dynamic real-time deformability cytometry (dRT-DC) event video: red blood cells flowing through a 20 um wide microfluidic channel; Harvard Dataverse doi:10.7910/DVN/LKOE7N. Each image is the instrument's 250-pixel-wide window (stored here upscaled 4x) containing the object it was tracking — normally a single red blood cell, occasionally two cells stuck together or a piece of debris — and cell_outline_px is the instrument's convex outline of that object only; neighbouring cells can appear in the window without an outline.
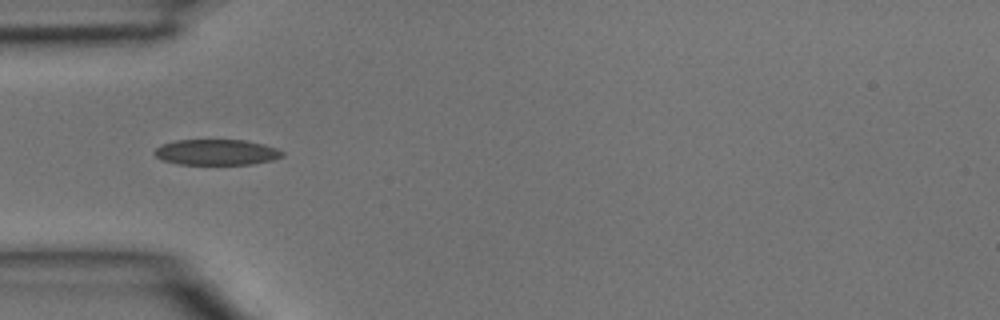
{"species": "common noctule bat (a hibernating species)", "species_latin": "Nyctalus noctula", "temperature_condition": "room temperature", "stored_images_in_passage": 4, "camera_frame_rate_fps": 3000, "um_per_image_px": 0.085, "animal": {"sex": "male", "body_mass_g": 15.6}, "frame": {"image": 1, "passage_image": 4, "time_ms": 1.0, "image_size_px": [1000, 320], "cell_outline_px": [[284, 156], [272, 160], [252, 164], [180, 164], [160, 160], [152, 152], [160, 144], [176, 140], [244, 140], [264, 144], [276, 148], [284, 152]], "centroid_in_image_um": [18.38, 12.93], "position_along_channel_um": 66.6, "area_um2": 19.25}}